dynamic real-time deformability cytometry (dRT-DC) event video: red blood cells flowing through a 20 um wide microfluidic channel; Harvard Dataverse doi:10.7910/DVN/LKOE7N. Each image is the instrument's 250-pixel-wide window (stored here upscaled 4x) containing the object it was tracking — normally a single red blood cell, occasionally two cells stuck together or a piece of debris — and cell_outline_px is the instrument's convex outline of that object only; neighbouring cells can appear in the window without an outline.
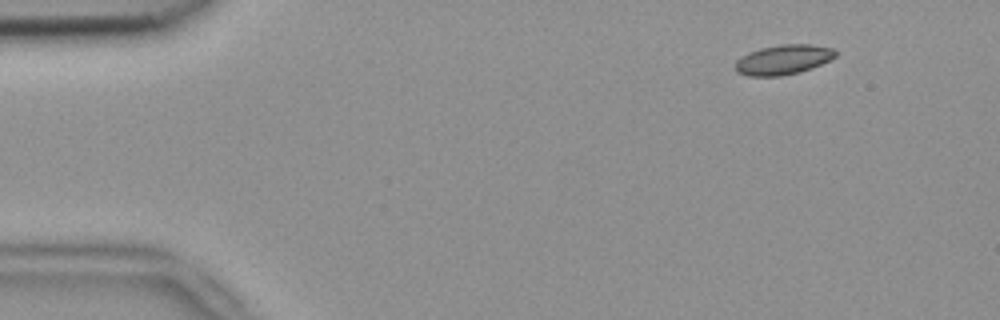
{"species": "common noctule bat (a hibernating species)", "species_latin": "Nyctalus noctula", "temperature_condition": "room temperature", "stored_images_in_passage": 4, "camera_frame_rate_fps": 3000, "um_per_image_px": 0.085, "animal": {"sex": "female", "body_mass_g": 18.4}, "frame": {"image": 1, "passage_image": 2, "time_ms": 0.333, "image_size_px": [1000, 320], "cell_outline_px": [[836, 56], [812, 68], [800, 72], [780, 76], [748, 76], [736, 72], [736, 60], [748, 52], [760, 48], [780, 44], [812, 44], [832, 48], [836, 52]], "centroid_in_image_um": [66.56, 5.07], "position_along_channel_um": 18.4, "area_um2": 17.4}}